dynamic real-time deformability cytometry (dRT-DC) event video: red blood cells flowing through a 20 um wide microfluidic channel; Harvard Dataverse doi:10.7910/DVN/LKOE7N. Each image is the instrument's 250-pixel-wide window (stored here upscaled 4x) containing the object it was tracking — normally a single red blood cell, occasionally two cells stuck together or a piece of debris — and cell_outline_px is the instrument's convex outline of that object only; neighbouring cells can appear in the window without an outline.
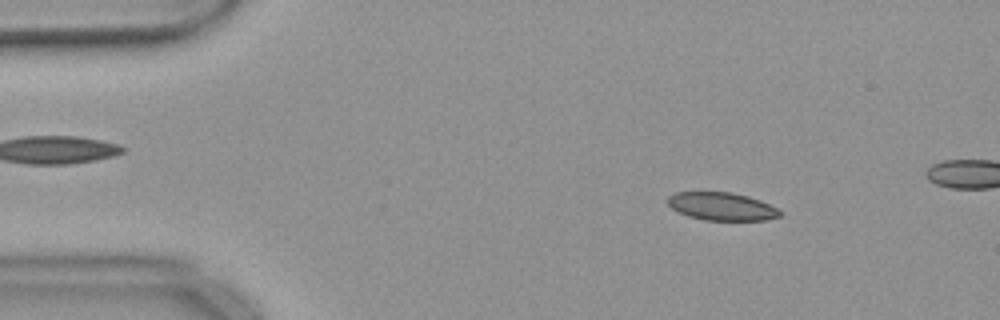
{"species": "common noctule bat (a hibernating species)", "species_latin": "Nyctalus noctula", "temperature_condition": "warm", "stored_images_in_passage": 16, "camera_frame_rate_fps": 3000, "um_per_image_px": 0.085, "animal": {"sex": "female", "body_mass_g": 18.4}, "frame": {"image": 1, "passage_image": 7, "time_ms": 2.0, "image_size_px": [1000, 320], "cell_outline_px": [[780, 216], [764, 220], [704, 220], [688, 216], [676, 212], [668, 204], [668, 196], [676, 192], [732, 192], [748, 196], [760, 200], [776, 208], [780, 212]], "centroid_in_image_um": [61.3, 17.54], "position_along_channel_um": 23.7, "area_um2": 18.21}}